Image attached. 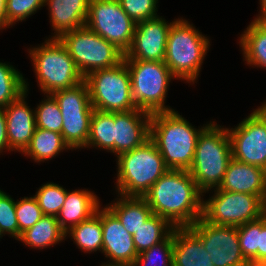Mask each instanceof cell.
Returning a JSON list of instances; mask_svg holds the SVG:
<instances>
[{
	"label": "cell",
	"instance_id": "1",
	"mask_svg": "<svg viewBox=\"0 0 266 266\" xmlns=\"http://www.w3.org/2000/svg\"><path fill=\"white\" fill-rule=\"evenodd\" d=\"M203 195L188 171L168 170L143 198L153 214L174 227H189L202 217Z\"/></svg>",
	"mask_w": 266,
	"mask_h": 266
},
{
	"label": "cell",
	"instance_id": "2",
	"mask_svg": "<svg viewBox=\"0 0 266 266\" xmlns=\"http://www.w3.org/2000/svg\"><path fill=\"white\" fill-rule=\"evenodd\" d=\"M207 125L196 129L175 110L151 115L150 139L169 170H189L194 160L198 136Z\"/></svg>",
	"mask_w": 266,
	"mask_h": 266
},
{
	"label": "cell",
	"instance_id": "3",
	"mask_svg": "<svg viewBox=\"0 0 266 266\" xmlns=\"http://www.w3.org/2000/svg\"><path fill=\"white\" fill-rule=\"evenodd\" d=\"M231 159V141L227 128L210 121L198 136L194 160L188 172L198 189L204 194L209 193L222 184Z\"/></svg>",
	"mask_w": 266,
	"mask_h": 266
},
{
	"label": "cell",
	"instance_id": "4",
	"mask_svg": "<svg viewBox=\"0 0 266 266\" xmlns=\"http://www.w3.org/2000/svg\"><path fill=\"white\" fill-rule=\"evenodd\" d=\"M210 45L209 38L188 20L176 18L168 33L164 63L176 79L194 84Z\"/></svg>",
	"mask_w": 266,
	"mask_h": 266
},
{
	"label": "cell",
	"instance_id": "5",
	"mask_svg": "<svg viewBox=\"0 0 266 266\" xmlns=\"http://www.w3.org/2000/svg\"><path fill=\"white\" fill-rule=\"evenodd\" d=\"M116 158V192L125 197H143L169 170L151 139Z\"/></svg>",
	"mask_w": 266,
	"mask_h": 266
},
{
	"label": "cell",
	"instance_id": "6",
	"mask_svg": "<svg viewBox=\"0 0 266 266\" xmlns=\"http://www.w3.org/2000/svg\"><path fill=\"white\" fill-rule=\"evenodd\" d=\"M28 50L37 84L44 95L73 88L84 81V76L59 38H46L41 46Z\"/></svg>",
	"mask_w": 266,
	"mask_h": 266
},
{
	"label": "cell",
	"instance_id": "7",
	"mask_svg": "<svg viewBox=\"0 0 266 266\" xmlns=\"http://www.w3.org/2000/svg\"><path fill=\"white\" fill-rule=\"evenodd\" d=\"M124 61L130 72L132 100L137 109L150 114L174 110L165 105V98L169 83L176 78L164 61Z\"/></svg>",
	"mask_w": 266,
	"mask_h": 266
},
{
	"label": "cell",
	"instance_id": "8",
	"mask_svg": "<svg viewBox=\"0 0 266 266\" xmlns=\"http://www.w3.org/2000/svg\"><path fill=\"white\" fill-rule=\"evenodd\" d=\"M94 110L126 112L137 109L132 100L130 72L123 60L109 69H98L84 77Z\"/></svg>",
	"mask_w": 266,
	"mask_h": 266
},
{
	"label": "cell",
	"instance_id": "9",
	"mask_svg": "<svg viewBox=\"0 0 266 266\" xmlns=\"http://www.w3.org/2000/svg\"><path fill=\"white\" fill-rule=\"evenodd\" d=\"M59 39L84 77L98 69L115 67L124 58L120 49L87 26L66 32Z\"/></svg>",
	"mask_w": 266,
	"mask_h": 266
},
{
	"label": "cell",
	"instance_id": "10",
	"mask_svg": "<svg viewBox=\"0 0 266 266\" xmlns=\"http://www.w3.org/2000/svg\"><path fill=\"white\" fill-rule=\"evenodd\" d=\"M62 113V137L70 150L82 149L87 145L90 134L91 118L94 108L85 81L79 85L59 90L51 94Z\"/></svg>",
	"mask_w": 266,
	"mask_h": 266
},
{
	"label": "cell",
	"instance_id": "11",
	"mask_svg": "<svg viewBox=\"0 0 266 266\" xmlns=\"http://www.w3.org/2000/svg\"><path fill=\"white\" fill-rule=\"evenodd\" d=\"M213 191L202 203V218L211 224L238 227L264 215V202L256 195L219 188Z\"/></svg>",
	"mask_w": 266,
	"mask_h": 266
},
{
	"label": "cell",
	"instance_id": "12",
	"mask_svg": "<svg viewBox=\"0 0 266 266\" xmlns=\"http://www.w3.org/2000/svg\"><path fill=\"white\" fill-rule=\"evenodd\" d=\"M85 26L125 54L131 47L136 24L119 0H90Z\"/></svg>",
	"mask_w": 266,
	"mask_h": 266
},
{
	"label": "cell",
	"instance_id": "13",
	"mask_svg": "<svg viewBox=\"0 0 266 266\" xmlns=\"http://www.w3.org/2000/svg\"><path fill=\"white\" fill-rule=\"evenodd\" d=\"M232 158L266 170V105L259 106L235 128H227Z\"/></svg>",
	"mask_w": 266,
	"mask_h": 266
},
{
	"label": "cell",
	"instance_id": "14",
	"mask_svg": "<svg viewBox=\"0 0 266 266\" xmlns=\"http://www.w3.org/2000/svg\"><path fill=\"white\" fill-rule=\"evenodd\" d=\"M189 228L201 239L214 266H238L246 260L237 227L214 225L201 217Z\"/></svg>",
	"mask_w": 266,
	"mask_h": 266
},
{
	"label": "cell",
	"instance_id": "15",
	"mask_svg": "<svg viewBox=\"0 0 266 266\" xmlns=\"http://www.w3.org/2000/svg\"><path fill=\"white\" fill-rule=\"evenodd\" d=\"M172 22L162 16L138 22L134 29L131 47L123 60L164 61L168 33Z\"/></svg>",
	"mask_w": 266,
	"mask_h": 266
},
{
	"label": "cell",
	"instance_id": "16",
	"mask_svg": "<svg viewBox=\"0 0 266 266\" xmlns=\"http://www.w3.org/2000/svg\"><path fill=\"white\" fill-rule=\"evenodd\" d=\"M101 222L103 232L102 253L109 258L104 265L134 264L138 253L133 235L129 234L118 218L105 206L101 207Z\"/></svg>",
	"mask_w": 266,
	"mask_h": 266
},
{
	"label": "cell",
	"instance_id": "17",
	"mask_svg": "<svg viewBox=\"0 0 266 266\" xmlns=\"http://www.w3.org/2000/svg\"><path fill=\"white\" fill-rule=\"evenodd\" d=\"M150 113L134 109L115 112L114 154L131 151L150 139Z\"/></svg>",
	"mask_w": 266,
	"mask_h": 266
},
{
	"label": "cell",
	"instance_id": "18",
	"mask_svg": "<svg viewBox=\"0 0 266 266\" xmlns=\"http://www.w3.org/2000/svg\"><path fill=\"white\" fill-rule=\"evenodd\" d=\"M28 82L25 79V92L6 106V123L9 147L21 154L29 146L36 128L35 110L26 102Z\"/></svg>",
	"mask_w": 266,
	"mask_h": 266
},
{
	"label": "cell",
	"instance_id": "19",
	"mask_svg": "<svg viewBox=\"0 0 266 266\" xmlns=\"http://www.w3.org/2000/svg\"><path fill=\"white\" fill-rule=\"evenodd\" d=\"M220 190L258 196L266 202V170L231 159Z\"/></svg>",
	"mask_w": 266,
	"mask_h": 266
},
{
	"label": "cell",
	"instance_id": "20",
	"mask_svg": "<svg viewBox=\"0 0 266 266\" xmlns=\"http://www.w3.org/2000/svg\"><path fill=\"white\" fill-rule=\"evenodd\" d=\"M90 0H45L53 31L51 38L85 26Z\"/></svg>",
	"mask_w": 266,
	"mask_h": 266
},
{
	"label": "cell",
	"instance_id": "21",
	"mask_svg": "<svg viewBox=\"0 0 266 266\" xmlns=\"http://www.w3.org/2000/svg\"><path fill=\"white\" fill-rule=\"evenodd\" d=\"M173 266H214L201 239L189 227L173 230Z\"/></svg>",
	"mask_w": 266,
	"mask_h": 266
},
{
	"label": "cell",
	"instance_id": "22",
	"mask_svg": "<svg viewBox=\"0 0 266 266\" xmlns=\"http://www.w3.org/2000/svg\"><path fill=\"white\" fill-rule=\"evenodd\" d=\"M100 206L99 198L93 191L88 189L67 191L57 220L61 228L68 232L72 227L95 214Z\"/></svg>",
	"mask_w": 266,
	"mask_h": 266
},
{
	"label": "cell",
	"instance_id": "23",
	"mask_svg": "<svg viewBox=\"0 0 266 266\" xmlns=\"http://www.w3.org/2000/svg\"><path fill=\"white\" fill-rule=\"evenodd\" d=\"M117 196L116 201L106 207L118 218L126 231L134 235L153 214L152 209L143 197Z\"/></svg>",
	"mask_w": 266,
	"mask_h": 266
},
{
	"label": "cell",
	"instance_id": "24",
	"mask_svg": "<svg viewBox=\"0 0 266 266\" xmlns=\"http://www.w3.org/2000/svg\"><path fill=\"white\" fill-rule=\"evenodd\" d=\"M239 39L245 63L266 69V25L259 18L253 19Z\"/></svg>",
	"mask_w": 266,
	"mask_h": 266
},
{
	"label": "cell",
	"instance_id": "25",
	"mask_svg": "<svg viewBox=\"0 0 266 266\" xmlns=\"http://www.w3.org/2000/svg\"><path fill=\"white\" fill-rule=\"evenodd\" d=\"M66 237L68 236L61 228L57 217L44 215L34 226L23 232L17 241H22L31 249L42 250L61 243Z\"/></svg>",
	"mask_w": 266,
	"mask_h": 266
},
{
	"label": "cell",
	"instance_id": "26",
	"mask_svg": "<svg viewBox=\"0 0 266 266\" xmlns=\"http://www.w3.org/2000/svg\"><path fill=\"white\" fill-rule=\"evenodd\" d=\"M62 134L47 129L35 128L29 146L22 153L40 163L56 157L60 152L69 150Z\"/></svg>",
	"mask_w": 266,
	"mask_h": 266
},
{
	"label": "cell",
	"instance_id": "27",
	"mask_svg": "<svg viewBox=\"0 0 266 266\" xmlns=\"http://www.w3.org/2000/svg\"><path fill=\"white\" fill-rule=\"evenodd\" d=\"M71 236L78 249L84 253L101 251L103 245V232L101 222V206L90 218L72 227L66 236Z\"/></svg>",
	"mask_w": 266,
	"mask_h": 266
},
{
	"label": "cell",
	"instance_id": "28",
	"mask_svg": "<svg viewBox=\"0 0 266 266\" xmlns=\"http://www.w3.org/2000/svg\"><path fill=\"white\" fill-rule=\"evenodd\" d=\"M115 112L94 110L91 118L90 134L85 148H102L114 153Z\"/></svg>",
	"mask_w": 266,
	"mask_h": 266
},
{
	"label": "cell",
	"instance_id": "29",
	"mask_svg": "<svg viewBox=\"0 0 266 266\" xmlns=\"http://www.w3.org/2000/svg\"><path fill=\"white\" fill-rule=\"evenodd\" d=\"M174 226L165 218L152 214L133 235L138 254L165 240L174 230Z\"/></svg>",
	"mask_w": 266,
	"mask_h": 266
},
{
	"label": "cell",
	"instance_id": "30",
	"mask_svg": "<svg viewBox=\"0 0 266 266\" xmlns=\"http://www.w3.org/2000/svg\"><path fill=\"white\" fill-rule=\"evenodd\" d=\"M24 78L10 63L0 62V107L5 108L25 92Z\"/></svg>",
	"mask_w": 266,
	"mask_h": 266
},
{
	"label": "cell",
	"instance_id": "31",
	"mask_svg": "<svg viewBox=\"0 0 266 266\" xmlns=\"http://www.w3.org/2000/svg\"><path fill=\"white\" fill-rule=\"evenodd\" d=\"M43 100L35 109L36 128L61 133L63 118L58 103L51 94Z\"/></svg>",
	"mask_w": 266,
	"mask_h": 266
},
{
	"label": "cell",
	"instance_id": "32",
	"mask_svg": "<svg viewBox=\"0 0 266 266\" xmlns=\"http://www.w3.org/2000/svg\"><path fill=\"white\" fill-rule=\"evenodd\" d=\"M133 265L173 266V232L165 240L138 254Z\"/></svg>",
	"mask_w": 266,
	"mask_h": 266
},
{
	"label": "cell",
	"instance_id": "33",
	"mask_svg": "<svg viewBox=\"0 0 266 266\" xmlns=\"http://www.w3.org/2000/svg\"><path fill=\"white\" fill-rule=\"evenodd\" d=\"M237 232L244 258L260 262L261 217L238 226Z\"/></svg>",
	"mask_w": 266,
	"mask_h": 266
},
{
	"label": "cell",
	"instance_id": "34",
	"mask_svg": "<svg viewBox=\"0 0 266 266\" xmlns=\"http://www.w3.org/2000/svg\"><path fill=\"white\" fill-rule=\"evenodd\" d=\"M34 195L44 215L57 217L66 198L67 190L59 184L48 182Z\"/></svg>",
	"mask_w": 266,
	"mask_h": 266
},
{
	"label": "cell",
	"instance_id": "35",
	"mask_svg": "<svg viewBox=\"0 0 266 266\" xmlns=\"http://www.w3.org/2000/svg\"><path fill=\"white\" fill-rule=\"evenodd\" d=\"M44 216L35 196L24 197L16 201L18 221V239L27 229L34 226Z\"/></svg>",
	"mask_w": 266,
	"mask_h": 266
},
{
	"label": "cell",
	"instance_id": "36",
	"mask_svg": "<svg viewBox=\"0 0 266 266\" xmlns=\"http://www.w3.org/2000/svg\"><path fill=\"white\" fill-rule=\"evenodd\" d=\"M45 0H6V28L25 21L44 7ZM17 22V23H16Z\"/></svg>",
	"mask_w": 266,
	"mask_h": 266
},
{
	"label": "cell",
	"instance_id": "37",
	"mask_svg": "<svg viewBox=\"0 0 266 266\" xmlns=\"http://www.w3.org/2000/svg\"><path fill=\"white\" fill-rule=\"evenodd\" d=\"M0 229L18 240V221L16 217V201L0 189Z\"/></svg>",
	"mask_w": 266,
	"mask_h": 266
},
{
	"label": "cell",
	"instance_id": "38",
	"mask_svg": "<svg viewBox=\"0 0 266 266\" xmlns=\"http://www.w3.org/2000/svg\"><path fill=\"white\" fill-rule=\"evenodd\" d=\"M122 9L137 24L159 16L158 0H119Z\"/></svg>",
	"mask_w": 266,
	"mask_h": 266
},
{
	"label": "cell",
	"instance_id": "39",
	"mask_svg": "<svg viewBox=\"0 0 266 266\" xmlns=\"http://www.w3.org/2000/svg\"><path fill=\"white\" fill-rule=\"evenodd\" d=\"M6 127L7 123L5 109L3 107H0V153L5 152L3 150H7L10 152L12 151L9 147Z\"/></svg>",
	"mask_w": 266,
	"mask_h": 266
},
{
	"label": "cell",
	"instance_id": "40",
	"mask_svg": "<svg viewBox=\"0 0 266 266\" xmlns=\"http://www.w3.org/2000/svg\"><path fill=\"white\" fill-rule=\"evenodd\" d=\"M266 260V217L261 216L260 261Z\"/></svg>",
	"mask_w": 266,
	"mask_h": 266
},
{
	"label": "cell",
	"instance_id": "41",
	"mask_svg": "<svg viewBox=\"0 0 266 266\" xmlns=\"http://www.w3.org/2000/svg\"><path fill=\"white\" fill-rule=\"evenodd\" d=\"M6 0H0V30L6 29V11H5Z\"/></svg>",
	"mask_w": 266,
	"mask_h": 266
},
{
	"label": "cell",
	"instance_id": "42",
	"mask_svg": "<svg viewBox=\"0 0 266 266\" xmlns=\"http://www.w3.org/2000/svg\"><path fill=\"white\" fill-rule=\"evenodd\" d=\"M238 266H260V262L256 260H248L241 262Z\"/></svg>",
	"mask_w": 266,
	"mask_h": 266
},
{
	"label": "cell",
	"instance_id": "43",
	"mask_svg": "<svg viewBox=\"0 0 266 266\" xmlns=\"http://www.w3.org/2000/svg\"><path fill=\"white\" fill-rule=\"evenodd\" d=\"M260 1V12L256 18H260L262 15L266 13V0H259Z\"/></svg>",
	"mask_w": 266,
	"mask_h": 266
},
{
	"label": "cell",
	"instance_id": "44",
	"mask_svg": "<svg viewBox=\"0 0 266 266\" xmlns=\"http://www.w3.org/2000/svg\"><path fill=\"white\" fill-rule=\"evenodd\" d=\"M266 25V13L259 18Z\"/></svg>",
	"mask_w": 266,
	"mask_h": 266
},
{
	"label": "cell",
	"instance_id": "45",
	"mask_svg": "<svg viewBox=\"0 0 266 266\" xmlns=\"http://www.w3.org/2000/svg\"><path fill=\"white\" fill-rule=\"evenodd\" d=\"M101 266H134L133 264H125V265H104L102 264Z\"/></svg>",
	"mask_w": 266,
	"mask_h": 266
},
{
	"label": "cell",
	"instance_id": "46",
	"mask_svg": "<svg viewBox=\"0 0 266 266\" xmlns=\"http://www.w3.org/2000/svg\"><path fill=\"white\" fill-rule=\"evenodd\" d=\"M260 266H266V260L260 261Z\"/></svg>",
	"mask_w": 266,
	"mask_h": 266
},
{
	"label": "cell",
	"instance_id": "47",
	"mask_svg": "<svg viewBox=\"0 0 266 266\" xmlns=\"http://www.w3.org/2000/svg\"><path fill=\"white\" fill-rule=\"evenodd\" d=\"M264 216L266 217V202L264 203Z\"/></svg>",
	"mask_w": 266,
	"mask_h": 266
},
{
	"label": "cell",
	"instance_id": "48",
	"mask_svg": "<svg viewBox=\"0 0 266 266\" xmlns=\"http://www.w3.org/2000/svg\"><path fill=\"white\" fill-rule=\"evenodd\" d=\"M4 235V233L1 231L0 229V238L2 239V236Z\"/></svg>",
	"mask_w": 266,
	"mask_h": 266
}]
</instances>
